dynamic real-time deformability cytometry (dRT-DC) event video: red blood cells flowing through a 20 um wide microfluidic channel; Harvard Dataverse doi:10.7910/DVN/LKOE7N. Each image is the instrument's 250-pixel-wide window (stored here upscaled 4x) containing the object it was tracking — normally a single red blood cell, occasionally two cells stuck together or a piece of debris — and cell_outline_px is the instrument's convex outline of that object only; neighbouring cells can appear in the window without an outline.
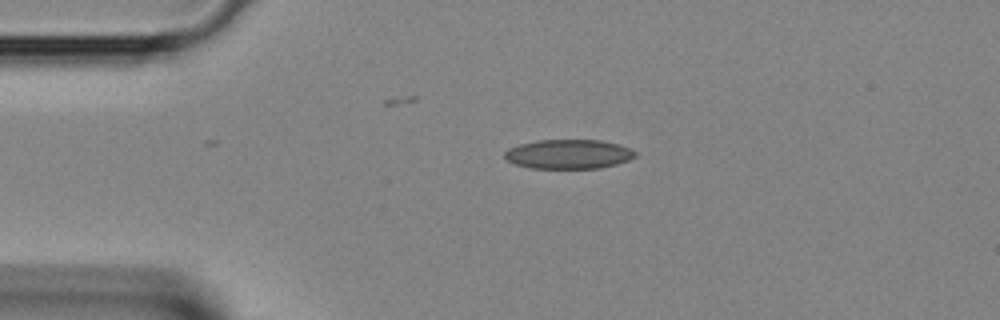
{"species": "Egyptian fruit bat (a non-hibernating species)", "species_latin": "Rousettus aegyptiacus", "temperature_condition": "room temperature", "stored_images_in_passage": 27, "camera_frame_rate_fps": 3000, "um_per_image_px": 0.085, "animal": {"sex": "female"}, "frame": {"image": 1, "passage_image": 1, "time_ms": 0.0, "image_size_px": [1000, 320], "cell_outline_px": [[636, 156], [628, 160], [616, 164], [600, 168], [528, 168], [504, 160], [504, 152], [508, 148], [520, 144], [536, 140], [600, 140], [632, 148], [636, 152]], "centroid_in_image_um": [48.3, 13.1], "position_along_channel_um": 36.7, "area_um2": 22.43}}
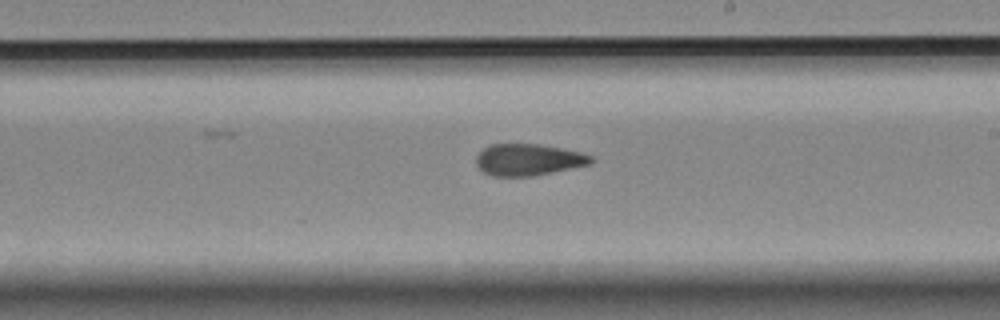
{"frame": {"image": 2, "passage_image": 15, "time_ms": 4.667, "image_size_px": [1000, 320], "cell_outline_px": [[596, 160], [592, 164], [532, 176], [492, 176], [484, 172], [476, 164], [476, 156], [488, 144], [540, 144], [580, 152], [592, 156]], "centroid_in_image_um": [44.92, 13.57], "position_along_channel_um": 244.1, "area_um2": 21.21}}
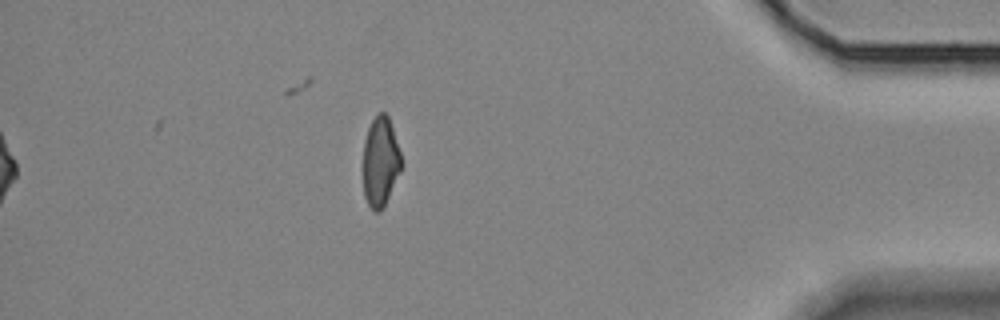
{"frame": {"image": 3, "passage_image": 27, "time_ms": 8.667, "image_size_px": [1000, 320], "cell_outline_px": [[404, 164], [380, 212], [376, 212], [368, 204], [364, 196], [364, 140], [368, 128], [376, 112], [384, 112], [388, 116]], "centroid_in_image_um": [32.34, 13.71], "position_along_channel_um": 402.9, "area_um2": 19.77}}